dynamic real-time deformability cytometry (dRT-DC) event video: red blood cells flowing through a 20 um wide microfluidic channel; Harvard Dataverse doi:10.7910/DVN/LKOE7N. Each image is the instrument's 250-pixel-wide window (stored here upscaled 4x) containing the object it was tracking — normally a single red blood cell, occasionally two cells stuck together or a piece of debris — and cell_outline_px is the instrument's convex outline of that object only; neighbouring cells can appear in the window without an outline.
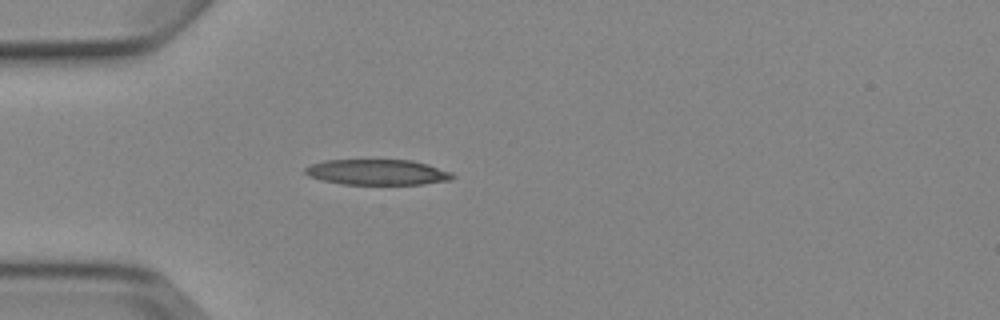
{"species": "Egyptian fruit bat (a non-hibernating species)", "species_latin": "Rousettus aegyptiacus", "temperature_condition": "cold", "stored_images_in_passage": 1, "camera_frame_rate_fps": 3000, "um_per_image_px": 0.085, "animal": {"sex": "female"}, "frame": {"image": 1, "passage_image": 1, "time_ms": 0.0, "image_size_px": [1000, 320], "cell_outline_px": [[456, 176], [452, 180], [424, 184], [344, 184], [320, 180], [308, 176], [304, 172], [304, 168], [312, 164], [324, 160], [412, 160], [428, 164], [452, 172]], "centroid_in_image_um": [32.09, 14.63], "position_along_channel_um": 52.9, "area_um2": 22.08}}